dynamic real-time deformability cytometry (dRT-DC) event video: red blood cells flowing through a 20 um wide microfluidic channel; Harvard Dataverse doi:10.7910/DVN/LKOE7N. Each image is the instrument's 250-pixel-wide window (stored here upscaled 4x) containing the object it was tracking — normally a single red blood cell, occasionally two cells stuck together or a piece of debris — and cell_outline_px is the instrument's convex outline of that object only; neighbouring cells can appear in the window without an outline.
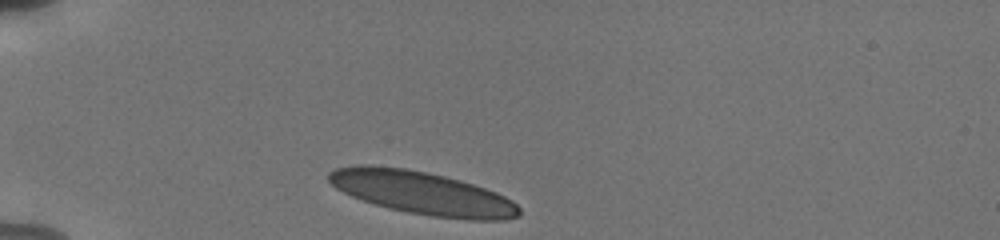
{"species": "human", "species_latin": "Homo sapiens", "temperature_condition": "cold", "stored_images_in_passage": 14, "camera_frame_rate_fps": 3000, "um_per_image_px": 0.085, "donor": {"sex": "male"}, "frame": {"image": 1, "passage_image": 1, "time_ms": 0.0, "image_size_px": [1000, 240], "cell_outline_px": [[520, 216], [504, 220], [468, 220], [432, 216], [408, 212], [388, 208], [352, 196], [336, 188], [328, 180], [328, 172], [336, 168], [360, 164], [368, 164], [404, 168], [428, 172], [460, 180], [496, 192], [512, 200], [520, 208]], "centroid_in_image_um": [35.9, 16.4], "position_along_channel_um": 49.1, "area_um2": 47.69}}
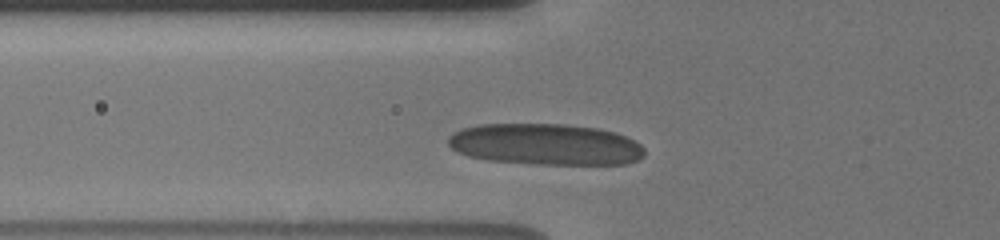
{"frame": {"image": 2, "passage_image": 6, "time_ms": 1.667, "image_size_px": [1000, 240], "cell_outline_px": [[644, 156], [640, 160], [628, 164], [540, 164], [488, 160], [468, 156], [456, 152], [448, 144], [448, 136], [452, 132], [464, 128], [480, 124], [564, 124], [600, 128], [616, 132], [640, 144], [644, 148]], "centroid_in_image_um": [46.38, 12.27], "position_along_channel_um": 79.4, "area_um2": 47.57}}
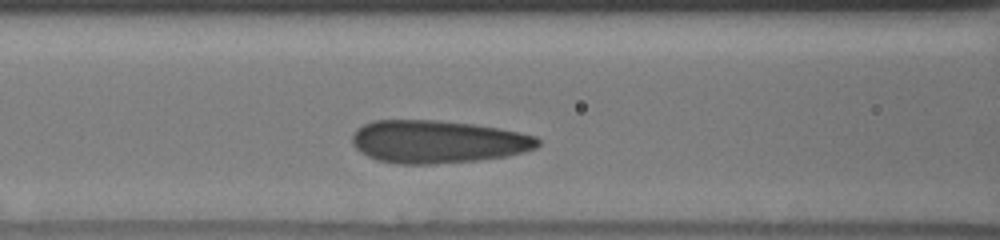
{"frame": {"image": 3, "passage_image": 10, "time_ms": 3.0, "image_size_px": [1000, 240], "cell_outline_px": [[540, 144], [536, 148], [524, 152], [508, 156], [476, 160], [436, 164], [396, 164], [376, 160], [360, 152], [352, 144], [352, 136], [356, 128], [372, 120], [436, 120], [472, 124], [496, 128], [536, 136], [540, 140]], "centroid_in_image_um": [37.16, 12.05], "position_along_channel_um": 129.4, "area_um2": 46.41}}